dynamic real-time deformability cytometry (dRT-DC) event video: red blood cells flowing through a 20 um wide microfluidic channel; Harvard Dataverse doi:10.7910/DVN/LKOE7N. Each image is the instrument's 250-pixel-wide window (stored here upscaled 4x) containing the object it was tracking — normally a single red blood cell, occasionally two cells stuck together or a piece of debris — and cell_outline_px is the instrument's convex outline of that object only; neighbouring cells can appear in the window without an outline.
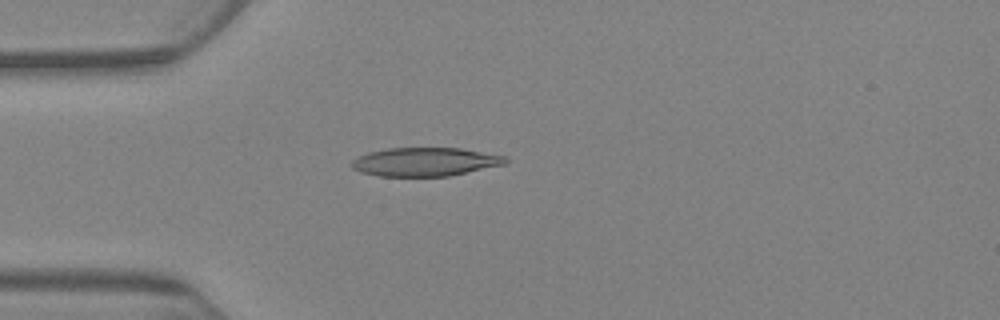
{"species": "Egyptian fruit bat (a non-hibernating species)", "species_latin": "Rousettus aegyptiacus", "temperature_condition": "warm", "stored_images_in_passage": 5, "camera_frame_rate_fps": 3000, "um_per_image_px": 0.085, "animal": {"sex": "female"}, "frame": {"image": 1, "passage_image": 4, "time_ms": 3.333, "image_size_px": [1000, 320], "cell_outline_px": [[508, 160], [504, 164], [448, 176], [380, 176], [360, 172], [352, 168], [352, 160], [368, 152], [388, 148], [460, 148], [508, 156]], "centroid_in_image_um": [36.13, 13.75], "position_along_channel_um": 48.9, "area_um2": 25.49}}